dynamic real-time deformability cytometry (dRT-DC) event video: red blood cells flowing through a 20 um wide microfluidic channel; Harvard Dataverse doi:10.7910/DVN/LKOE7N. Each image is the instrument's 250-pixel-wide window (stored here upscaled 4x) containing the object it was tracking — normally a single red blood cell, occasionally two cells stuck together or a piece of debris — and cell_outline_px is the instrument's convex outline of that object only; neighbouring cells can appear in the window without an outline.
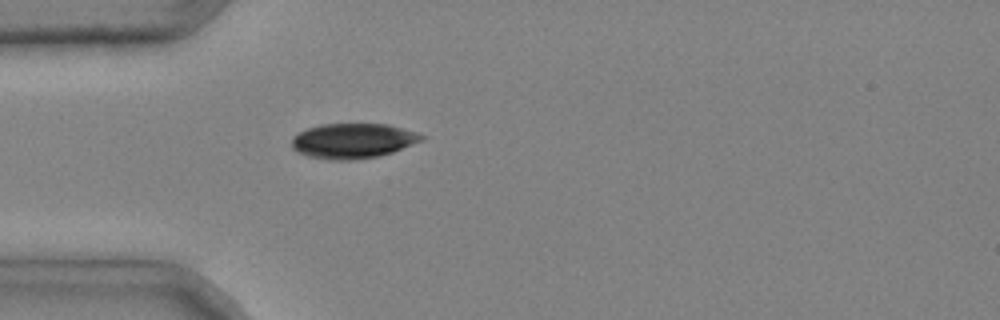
{"species": "common noctule bat (a hibernating species)", "species_latin": "Nyctalus noctula", "temperature_condition": "cold", "stored_images_in_passage": 5, "camera_frame_rate_fps": 3000, "um_per_image_px": 0.085, "animal": {"sex": "male", "body_mass_g": 20.4}, "frame": {"image": 1, "passage_image": 5, "time_ms": 1.333, "image_size_px": [1000, 320], "cell_outline_px": [[428, 136], [424, 140], [392, 152], [380, 156], [352, 160], [328, 160], [308, 156], [296, 152], [292, 148], [292, 136], [308, 128], [320, 124], [388, 124], [404, 128]], "centroid_in_image_um": [30.01, 11.97], "position_along_channel_um": 55.0, "area_um2": 26.76}}